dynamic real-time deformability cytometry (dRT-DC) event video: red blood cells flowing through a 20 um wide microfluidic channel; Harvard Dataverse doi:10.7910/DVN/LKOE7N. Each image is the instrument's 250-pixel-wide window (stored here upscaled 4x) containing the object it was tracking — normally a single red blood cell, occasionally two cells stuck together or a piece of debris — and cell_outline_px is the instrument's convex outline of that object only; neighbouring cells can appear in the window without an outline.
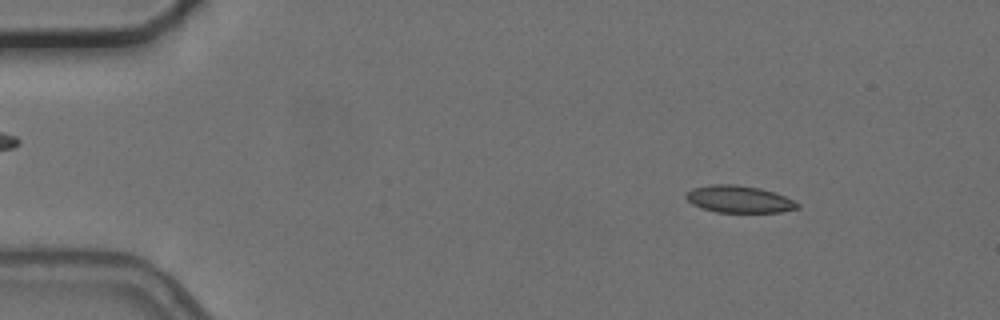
{"species": "common noctule bat (a hibernating species)", "species_latin": "Nyctalus noctula", "temperature_condition": "cold", "stored_images_in_passage": 55, "camera_frame_rate_fps": 3000, "um_per_image_px": 0.085, "animal": {"sex": "female", "body_mass_g": 24.6, "forearm_length_mm": 56.2}, "frame": {"image": 1, "passage_image": 7, "time_ms": 2.0, "image_size_px": [1000, 320], "cell_outline_px": [[800, 208], [780, 212], [716, 212], [692, 204], [684, 196], [692, 188], [712, 184], [736, 184], [760, 188], [776, 192], [800, 204]], "centroid_in_image_um": [62.84, 16.92], "position_along_channel_um": 22.2, "area_um2": 17.57}}
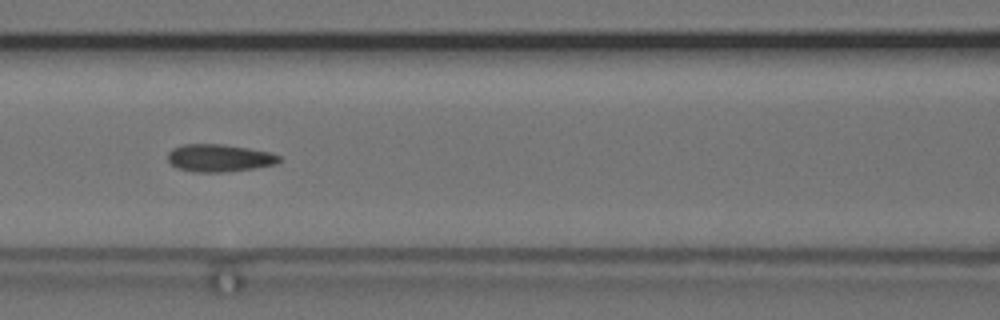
{"frame": {"image": 2, "passage_image": 24, "time_ms": 7.667, "image_size_px": [1000, 320], "cell_outline_px": [[280, 160], [276, 164], [252, 168], [224, 172], [192, 172], [176, 168], [168, 160], [168, 152], [172, 148], [184, 144], [224, 144], [248, 148], [268, 152], [280, 156]], "centroid_in_image_um": [18.59, 13.43], "position_along_channel_um": 148.0, "area_um2": 17.8}}
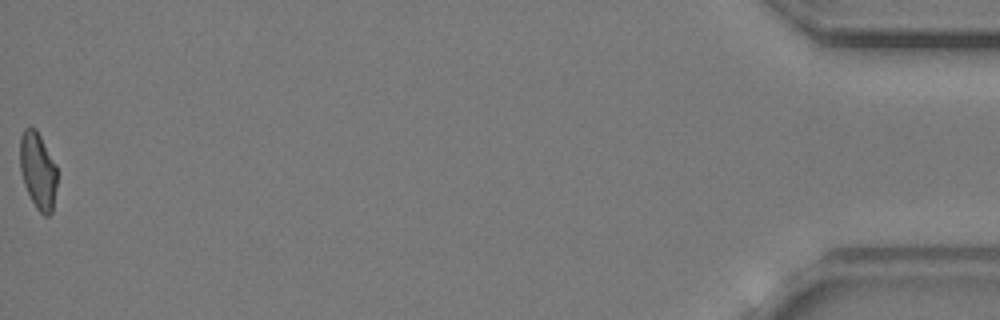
{"frame": {"image": 3, "passage_image": 55, "time_ms": 18.0, "image_size_px": [1000, 320], "cell_outline_px": [[56, 188], [52, 212], [48, 216], [44, 216], [36, 208], [24, 184], [20, 172], [20, 136], [24, 128], [28, 124], [36, 128], [56, 164]], "centroid_in_image_um": [3.21, 14.46], "position_along_channel_um": 432.0, "area_um2": 16.76}, "authors_computed_cell_mechanics": {"area_um2": 17.6868, "velocity_mm_per_s": 3.7268, "shape_relaxation_time_tau1_ms": null, "shape_relaxation_time_tau2_ms": 2.3163, "deformation_change_tau1": null, "deformation_change_tau2": 0.0653}}